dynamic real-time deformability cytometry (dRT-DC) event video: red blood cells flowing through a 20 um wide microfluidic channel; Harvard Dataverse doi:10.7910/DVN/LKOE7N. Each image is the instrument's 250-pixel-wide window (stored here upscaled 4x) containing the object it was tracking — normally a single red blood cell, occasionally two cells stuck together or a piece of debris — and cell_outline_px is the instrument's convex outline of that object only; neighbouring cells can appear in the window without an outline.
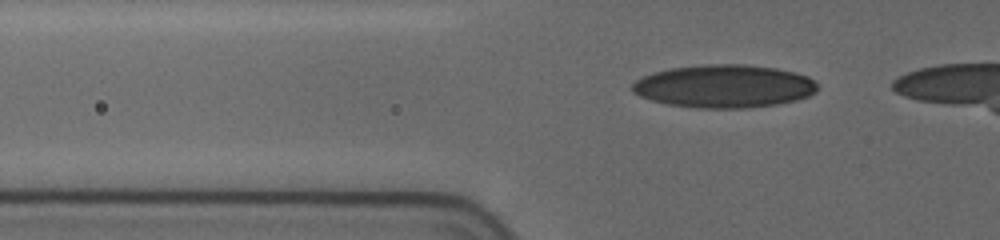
{"species": "human", "species_latin": "Homo sapiens", "temperature_condition": "cold", "stored_images_in_passage": 22, "camera_frame_rate_fps": 3000, "um_per_image_px": 0.085, "donor": {"sex": "female"}, "frame": {"image": 1, "passage_image": 17, "time_ms": 3.333, "image_size_px": [1000, 240], "cell_outline_px": [[816, 92], [808, 96], [796, 100], [776, 104], [748, 108], [696, 108], [668, 104], [652, 100], [640, 96], [632, 92], [632, 84], [636, 80], [652, 72], [672, 68], [704, 64], [744, 64], [776, 68], [808, 76], [816, 84]], "centroid_in_image_um": [61.53, 7.33], "position_along_channel_um": 64.3, "area_um2": 46.3}}
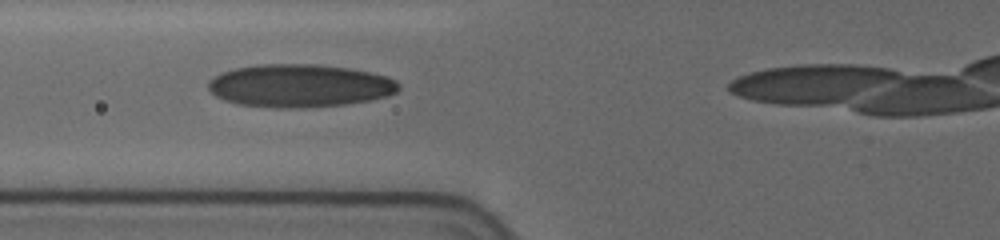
{"frame": {"image": 2, "passage_image": 20, "time_ms": 4.667, "image_size_px": [1000, 240], "cell_outline_px": [[400, 88], [396, 92], [388, 96], [368, 100], [344, 104], [300, 108], [280, 108], [236, 104], [224, 100], [216, 96], [208, 88], [208, 80], [220, 72], [236, 68], [256, 64], [316, 64], [348, 68], [368, 72], [384, 76], [396, 80], [400, 84]], "centroid_in_image_um": [25.43, 7.28], "position_along_channel_um": 100.4, "area_um2": 47.69}}
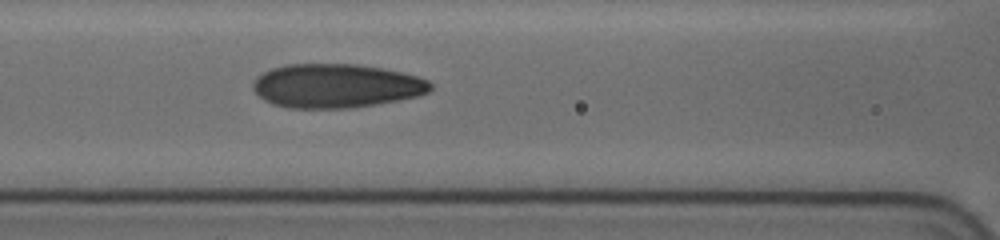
{"frame": {"image": 3, "passage_image": 22, "time_ms": 5.667, "image_size_px": [1000, 240], "cell_outline_px": [[432, 88], [428, 92], [416, 96], [400, 100], [352, 108], [288, 108], [272, 104], [264, 100], [252, 88], [252, 84], [256, 76], [272, 68], [288, 64], [356, 64], [380, 68], [400, 72], [416, 76], [428, 80], [432, 84]], "centroid_in_image_um": [28.55, 7.3], "position_along_channel_um": 138.1, "area_um2": 45.43}}